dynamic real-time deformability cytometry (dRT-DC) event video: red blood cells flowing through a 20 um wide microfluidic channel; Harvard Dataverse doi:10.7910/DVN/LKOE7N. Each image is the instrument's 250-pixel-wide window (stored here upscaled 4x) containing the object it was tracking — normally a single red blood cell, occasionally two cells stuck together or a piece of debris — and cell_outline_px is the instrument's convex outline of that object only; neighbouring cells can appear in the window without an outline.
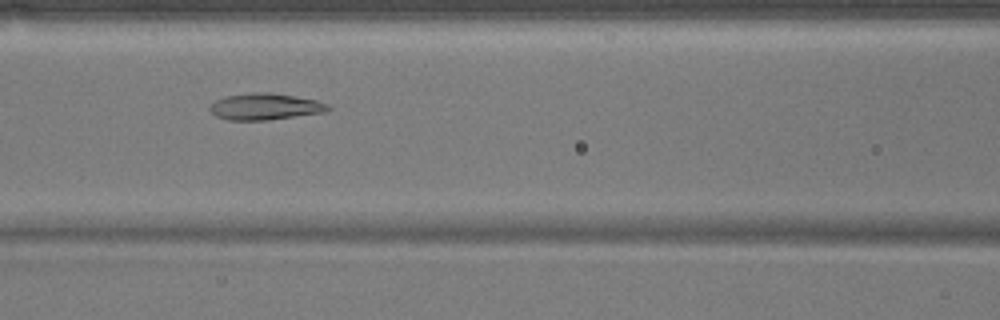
{"species": "common noctule bat (a hibernating species)", "species_latin": "Nyctalus noctula", "temperature_condition": "warm", "stored_images_in_passage": 41, "camera_frame_rate_fps": 3000, "um_per_image_px": 0.085, "animal": {"sex": "male", "body_mass_g": 17.9}, "frame": {"image": 1, "passage_image": 15, "time_ms": 4.667, "image_size_px": [1000, 320], "cell_outline_px": [[332, 108], [324, 112], [268, 120], [228, 120], [216, 116], [208, 108], [216, 100], [224, 96], [252, 92], [268, 92], [316, 100], [328, 104]], "centroid_in_image_um": [22.51, 9.06], "position_along_channel_um": 144.1, "area_um2": 18.15}}
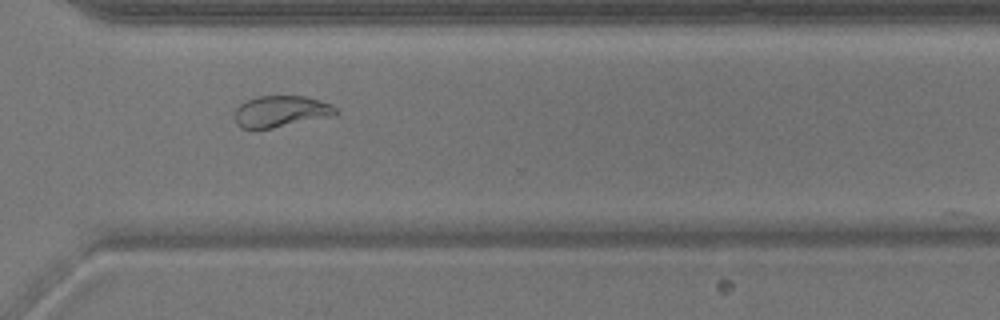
{"frame": {"image": 2, "passage_image": 31, "time_ms": 10.0, "image_size_px": [1000, 320], "cell_outline_px": [[340, 112], [336, 116], [272, 128], [240, 128], [236, 124], [232, 116], [236, 108], [240, 104], [256, 96], [308, 96], [332, 104]], "centroid_in_image_um": [23.9, 9.47], "position_along_channel_um": 346.7, "area_um2": 18.9}}
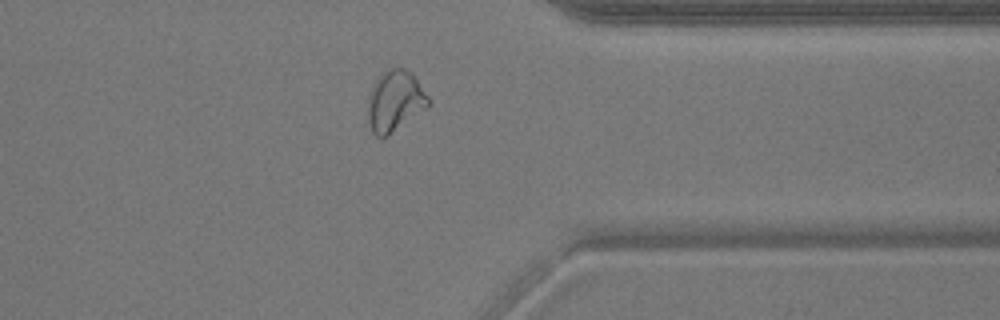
{"frame": {"image": 3, "passage_image": 34, "time_ms": 11.0, "image_size_px": [1000, 320], "cell_outline_px": [[428, 108], [388, 136], [376, 136], [372, 132], [368, 120], [368, 96], [372, 84], [380, 72], [388, 68], [404, 68], [416, 80], [428, 96]], "centroid_in_image_um": [33.53, 8.6], "position_along_channel_um": 377.9, "area_um2": 21.5}, "authors_computed_cell_mechanics": {"area_um2": 19.2474, "velocity_mm_per_s": 3.8039, "shape_relaxation_time_tau1_ms": 10.2896, "shape_relaxation_time_tau2_ms": 1.3394, "deformation_change_tau1": 0.2352, "deformation_change_tau2": 0.0649}}